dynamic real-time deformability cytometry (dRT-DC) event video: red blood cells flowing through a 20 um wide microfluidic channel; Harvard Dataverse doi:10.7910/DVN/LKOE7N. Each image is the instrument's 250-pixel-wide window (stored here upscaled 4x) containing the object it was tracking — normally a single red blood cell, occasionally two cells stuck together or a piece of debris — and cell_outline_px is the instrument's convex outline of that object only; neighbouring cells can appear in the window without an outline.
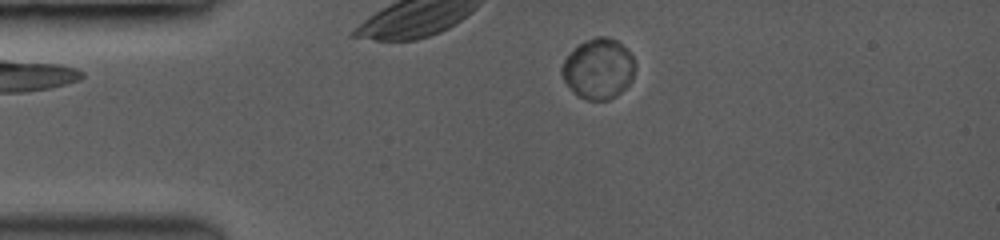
{"species": "common noctule bat (a hibernating species)", "species_latin": "Nyctalus noctula", "temperature_condition": "room temperature", "stored_images_in_passage": 39, "camera_frame_rate_fps": 3500, "um_per_image_px": 0.085, "animal": {"sex": "female", "body_mass_g": 19.0, "forearm_length_mm": 53.3}, "frame": {"image": 1, "passage_image": 1, "time_ms": 0.0, "image_size_px": [1000, 240], "cell_outline_px": [[632, 76], [628, 84], [616, 96], [608, 100], [588, 100], [580, 96], [564, 80], [560, 68], [564, 60], [580, 44], [596, 36], [604, 36], [616, 40], [632, 56]], "centroid_in_image_um": [50.84, 5.85], "position_along_channel_um": 34.2, "area_um2": 24.8}}